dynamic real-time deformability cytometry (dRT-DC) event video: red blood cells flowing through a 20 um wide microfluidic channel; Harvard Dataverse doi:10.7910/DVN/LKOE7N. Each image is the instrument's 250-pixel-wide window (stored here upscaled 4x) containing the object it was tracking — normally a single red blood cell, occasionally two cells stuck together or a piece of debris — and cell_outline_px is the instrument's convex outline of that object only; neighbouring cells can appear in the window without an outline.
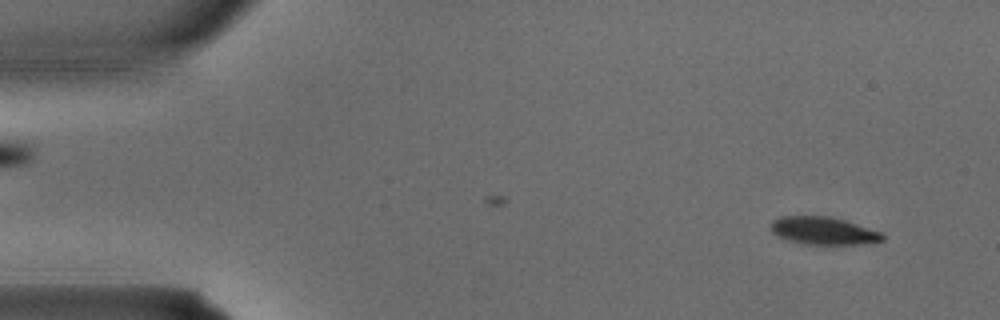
{"species": "common noctule bat (a hibernating species)", "species_latin": "Nyctalus noctula", "temperature_condition": "warm", "stored_images_in_passage": 3, "camera_frame_rate_fps": 3000, "um_per_image_px": 0.085, "animal": {"sex": "male", "body_mass_g": 15.6}, "frame": {"image": 1, "passage_image": 1, "time_ms": 0.0, "image_size_px": [1000, 320], "cell_outline_px": [[884, 240], [872, 244], [808, 244], [788, 240], [772, 232], [772, 220], [780, 216], [828, 216], [844, 220], [884, 232]], "centroid_in_image_um": [70.07, 19.62], "position_along_channel_um": 14.9, "area_um2": 18.03}}